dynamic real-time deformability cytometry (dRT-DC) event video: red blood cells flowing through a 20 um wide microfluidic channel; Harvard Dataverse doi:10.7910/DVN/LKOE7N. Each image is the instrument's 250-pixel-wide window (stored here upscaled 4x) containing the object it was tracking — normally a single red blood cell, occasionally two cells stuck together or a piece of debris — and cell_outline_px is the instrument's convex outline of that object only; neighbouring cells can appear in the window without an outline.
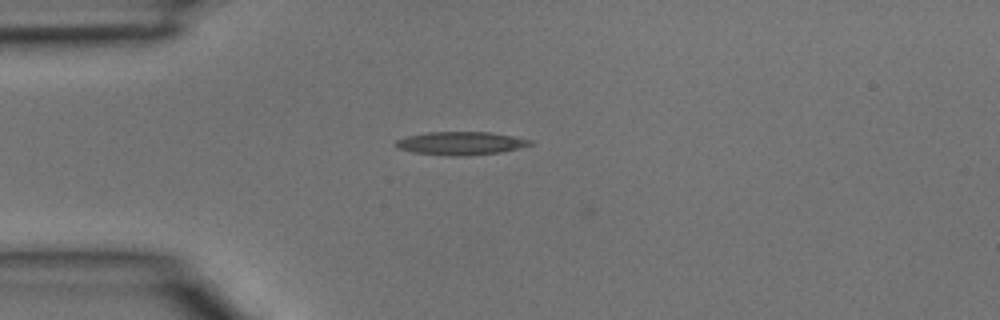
{"species": "common noctule bat (a hibernating species)", "species_latin": "Nyctalus noctula", "temperature_condition": "room temperature", "stored_images_in_passage": 3, "camera_frame_rate_fps": 3000, "um_per_image_px": 0.085, "animal": {"sex": "male", "body_mass_g": 15.6}, "frame": {"image": 1, "passage_image": 3, "time_ms": 0.667, "image_size_px": [1000, 320], "cell_outline_px": [[536, 144], [520, 148], [500, 152], [460, 156], [452, 156], [412, 152], [396, 148], [396, 140], [408, 136], [428, 132], [488, 132], [512, 136], [532, 140]], "centroid_in_image_um": [39.19, 12.18], "position_along_channel_um": 45.8, "area_um2": 18.09}}